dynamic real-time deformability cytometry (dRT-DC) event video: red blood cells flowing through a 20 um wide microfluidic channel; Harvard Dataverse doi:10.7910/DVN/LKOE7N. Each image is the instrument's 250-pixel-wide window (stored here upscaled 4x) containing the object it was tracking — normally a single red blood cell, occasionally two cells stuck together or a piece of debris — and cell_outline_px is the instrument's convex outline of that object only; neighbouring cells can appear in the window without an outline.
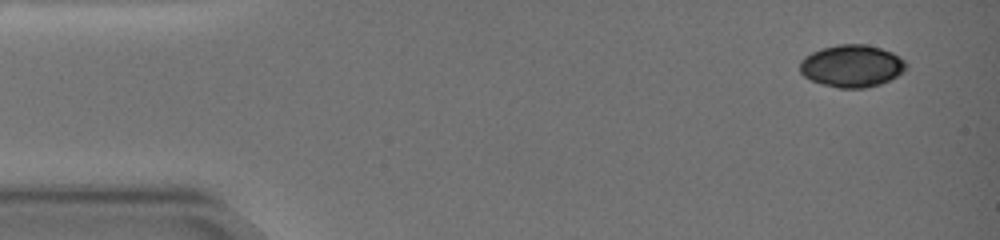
{"species": "common noctule bat (a hibernating species)", "species_latin": "Nyctalus noctula", "temperature_condition": "warm", "stored_images_in_passage": 5, "camera_frame_rate_fps": 3000, "um_per_image_px": 0.085, "animal": {"sex": "female", "body_mass_g": 19.0, "forearm_length_mm": 51.5}, "frame": {"image": 1, "passage_image": 1, "time_ms": 0.0, "image_size_px": [1000, 240], "cell_outline_px": [[908, 64], [904, 72], [880, 84], [864, 88], [840, 88], [824, 84], [812, 80], [804, 76], [800, 72], [800, 60], [804, 56], [820, 48], [836, 44], [864, 44], [880, 48], [892, 52], [900, 56]], "centroid_in_image_um": [72.4, 5.59], "position_along_channel_um": 12.6, "area_um2": 26.24}}
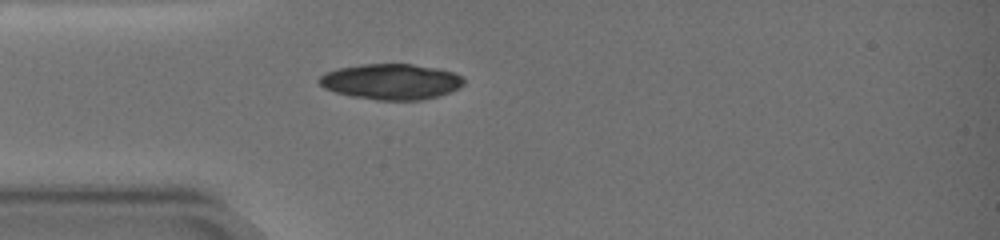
{"frame": {"image": 2, "passage_image": 5, "time_ms": 4.667, "image_size_px": [1000, 240], "cell_outline_px": [[464, 84], [460, 88], [440, 96], [420, 100], [376, 100], [352, 96], [336, 92], [324, 88], [316, 80], [324, 72], [336, 68], [360, 64], [412, 64], [440, 68], [464, 76]], "centroid_in_image_um": [33.26, 6.93], "position_along_channel_um": 51.7, "area_um2": 30.46}}